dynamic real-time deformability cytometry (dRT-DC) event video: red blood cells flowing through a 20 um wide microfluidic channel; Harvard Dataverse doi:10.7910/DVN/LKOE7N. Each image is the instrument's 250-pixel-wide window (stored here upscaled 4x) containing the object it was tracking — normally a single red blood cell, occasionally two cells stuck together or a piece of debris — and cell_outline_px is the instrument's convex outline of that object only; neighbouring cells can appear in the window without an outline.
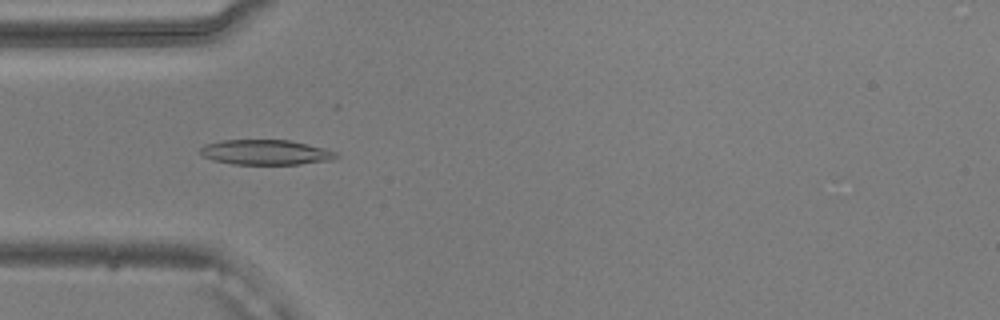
{"species": "common noctule bat (a hibernating species)", "species_latin": "Nyctalus noctula", "temperature_condition": "warm", "stored_images_in_passage": 51, "camera_frame_rate_fps": 3000, "um_per_image_px": 0.085, "animal": {"sex": "male", "body_mass_g": 20.5, "forearm_length_mm": 52.5}, "frame": {"image": 1, "passage_image": 15, "time_ms": 4.667, "image_size_px": [1000, 320], "cell_outline_px": [[340, 156], [332, 160], [300, 164], [232, 164], [212, 160], [204, 156], [200, 152], [200, 148], [204, 144], [220, 140], [288, 140], [324, 148], [336, 152]], "centroid_in_image_um": [22.57, 12.94], "position_along_channel_um": 62.4, "area_um2": 19.83}}
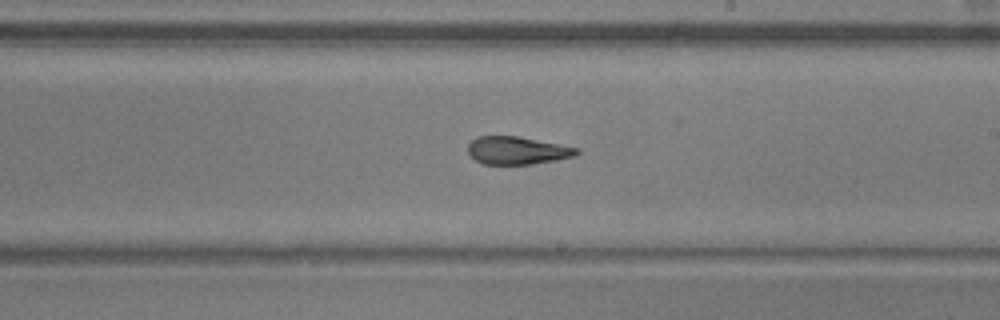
{"frame": {"image": 2, "passage_image": 29, "time_ms": 9.333, "image_size_px": [1000, 320], "cell_outline_px": [[580, 152], [576, 156], [556, 160], [532, 164], [484, 164], [476, 160], [468, 152], [468, 144], [476, 136], [516, 136], [580, 148]], "centroid_in_image_um": [43.98, 12.79], "position_along_channel_um": 245.0, "area_um2": 17.57}}
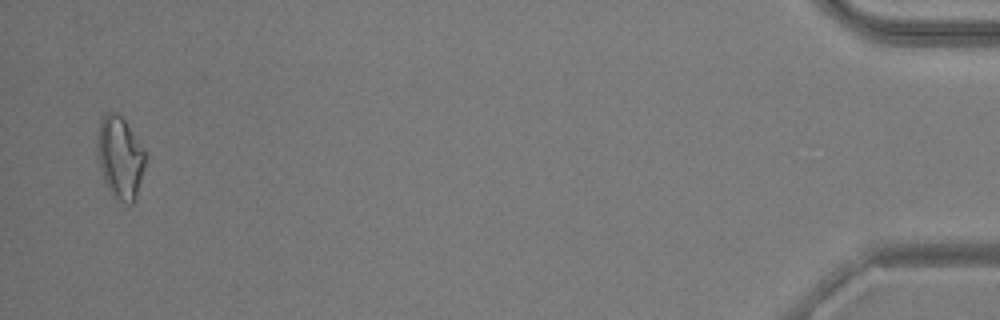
{"frame": {"image": 3, "passage_image": 50, "time_ms": 16.333, "image_size_px": [1000, 320], "cell_outline_px": [[148, 156], [136, 200], [132, 204], [128, 204], [120, 200], [108, 188], [104, 180], [96, 156], [96, 140], [100, 120], [104, 112], [116, 112], [124, 120]], "centroid_in_image_um": [10.2, 13.38], "position_along_channel_um": 425.0, "area_um2": 23.24}, "authors_computed_cell_mechanics": {"area_um2": 19.5364, "velocity_mm_per_s": 3.8953, "shape_relaxation_time_tau1_ms": null, "shape_relaxation_time_tau2_ms": 2.5336, "deformation_change_tau1": null, "deformation_change_tau2": 0.1244}}